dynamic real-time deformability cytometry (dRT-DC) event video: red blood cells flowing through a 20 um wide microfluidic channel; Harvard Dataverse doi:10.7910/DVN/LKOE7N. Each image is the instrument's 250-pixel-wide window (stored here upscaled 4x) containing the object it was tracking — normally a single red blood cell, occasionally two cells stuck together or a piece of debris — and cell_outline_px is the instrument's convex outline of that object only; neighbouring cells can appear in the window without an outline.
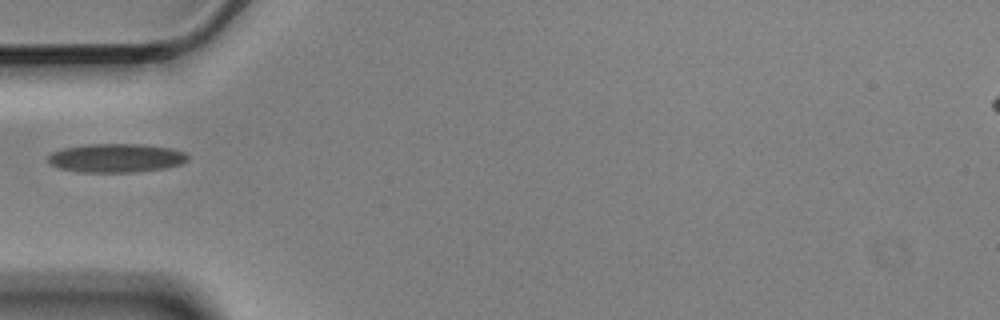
{"species": "Egyptian fruit bat (a non-hibernating species)", "species_latin": "Rousettus aegyptiacus", "temperature_condition": "cold", "stored_images_in_passage": 1, "camera_frame_rate_fps": 3000, "um_per_image_px": 0.085, "animal": {"sex": "male"}, "frame": {"image": 1, "passage_image": 1, "time_ms": 0.0, "image_size_px": [1000, 320], "cell_outline_px": [[188, 160], [180, 164], [164, 168], [136, 172], [80, 172], [60, 168], [52, 164], [48, 160], [48, 156], [52, 152], [64, 148], [88, 144], [140, 144], [172, 148], [184, 152], [188, 156]], "centroid_in_image_um": [9.89, 13.43], "position_along_channel_um": 75.1, "area_um2": 23.29}}